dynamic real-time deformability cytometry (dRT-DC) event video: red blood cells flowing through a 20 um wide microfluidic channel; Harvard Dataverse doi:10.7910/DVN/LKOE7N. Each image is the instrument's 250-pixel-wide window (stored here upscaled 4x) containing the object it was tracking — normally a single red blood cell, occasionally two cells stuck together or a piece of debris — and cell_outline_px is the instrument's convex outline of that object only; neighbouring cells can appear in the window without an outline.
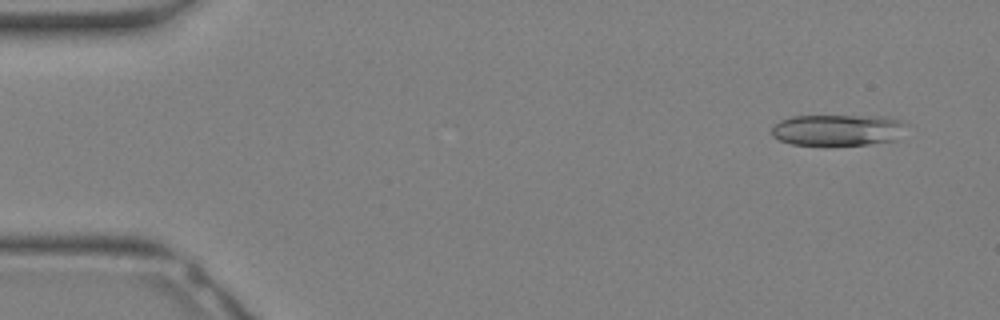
{"species": "Egyptian fruit bat (a non-hibernating species)", "species_latin": "Rousettus aegyptiacus", "temperature_condition": "warm", "stored_images_in_passage": 32, "camera_frame_rate_fps": 3000, "um_per_image_px": 0.085, "animal": {"sex": "female"}, "frame": {"image": 1, "passage_image": 2, "time_ms": 0.333, "image_size_px": [1000, 320], "cell_outline_px": [[908, 124], [896, 140], [868, 144], [792, 144], [780, 140], [772, 136], [772, 128], [780, 120], [792, 116], [884, 116], [900, 120]], "centroid_in_image_um": [71.23, 11.03], "position_along_channel_um": 13.8, "area_um2": 24.33}}
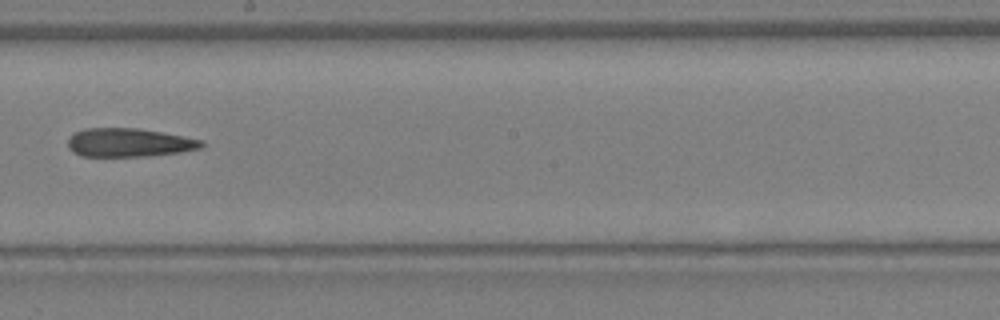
{"frame": {"image": 2, "passage_image": 18, "time_ms": 5.667, "image_size_px": [1000, 320], "cell_outline_px": [[204, 144], [200, 148], [180, 152], [148, 156], [80, 156], [72, 152], [68, 148], [68, 136], [84, 128], [136, 128], [184, 136], [204, 140]], "centroid_in_image_um": [10.94, 12.12], "position_along_channel_um": 237.3, "area_um2": 22.31}}
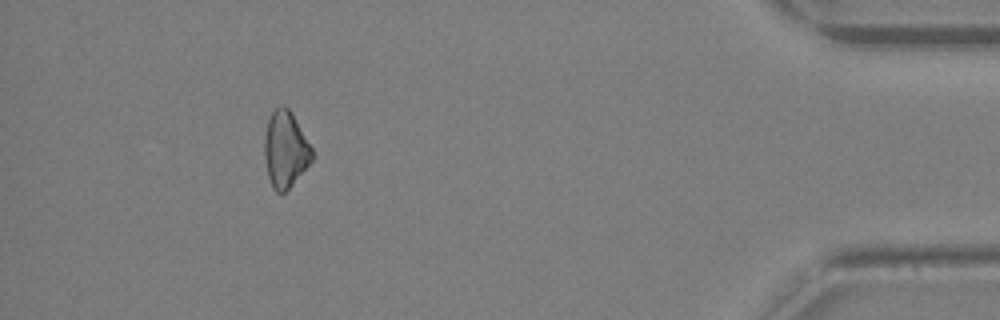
{"frame": {"image": 3, "passage_image": 29, "time_ms": 9.333, "image_size_px": [1000, 320], "cell_outline_px": [[312, 160], [292, 184], [284, 192], [276, 192], [272, 188], [268, 176], [264, 156], [264, 136], [268, 120], [272, 112], [276, 108], [284, 104], [292, 112], [312, 148]], "centroid_in_image_um": [24.24, 12.68], "position_along_channel_um": 411.0, "area_um2": 20.98}}